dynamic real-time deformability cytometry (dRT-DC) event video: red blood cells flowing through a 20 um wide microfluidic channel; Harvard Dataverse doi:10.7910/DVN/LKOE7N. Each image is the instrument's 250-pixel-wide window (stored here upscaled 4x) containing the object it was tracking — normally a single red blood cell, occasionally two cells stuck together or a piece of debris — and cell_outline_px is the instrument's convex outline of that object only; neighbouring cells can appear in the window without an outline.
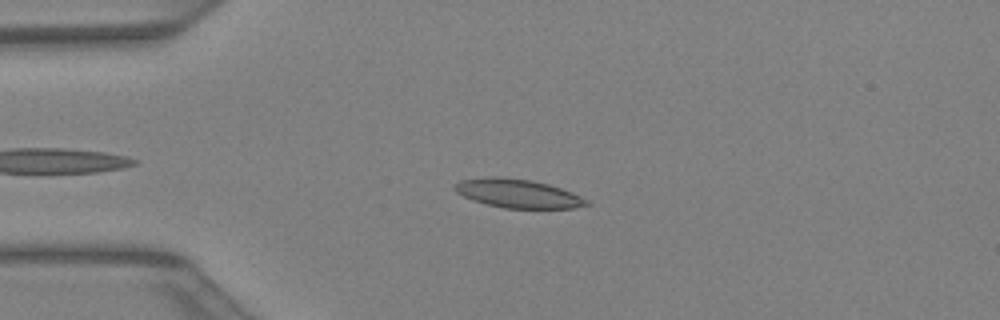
{"species": "Egyptian fruit bat (a non-hibernating species)", "species_latin": "Rousettus aegyptiacus", "temperature_condition": "warm", "stored_images_in_passage": 30, "camera_frame_rate_fps": 3000, "um_per_image_px": 0.085, "animal": {"sex": "female"}, "frame": {"image": 1, "passage_image": 2, "time_ms": 0.333, "image_size_px": [1000, 320], "cell_outline_px": [[592, 204], [572, 208], [504, 208], [472, 200], [456, 192], [452, 188], [452, 184], [460, 180], [488, 176], [500, 176], [532, 180], [548, 184], [572, 192], [588, 200]], "centroid_in_image_um": [43.98, 16.43], "position_along_channel_um": 41.0, "area_um2": 22.2}}
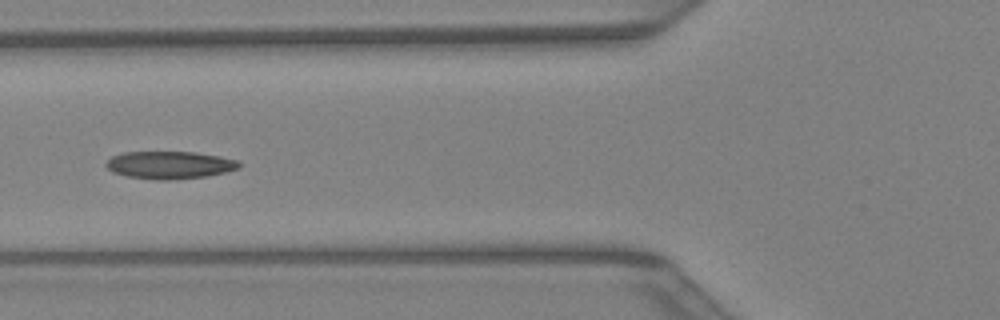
{"frame": {"image": 2, "passage_image": 8, "time_ms": 2.333, "image_size_px": [1000, 320], "cell_outline_px": [[240, 168], [208, 176], [172, 180], [152, 180], [128, 176], [112, 172], [104, 164], [112, 156], [124, 152], [196, 152], [220, 156], [240, 160]], "centroid_in_image_um": [14.44, 14.03], "position_along_channel_um": 111.4, "area_um2": 21.56}}
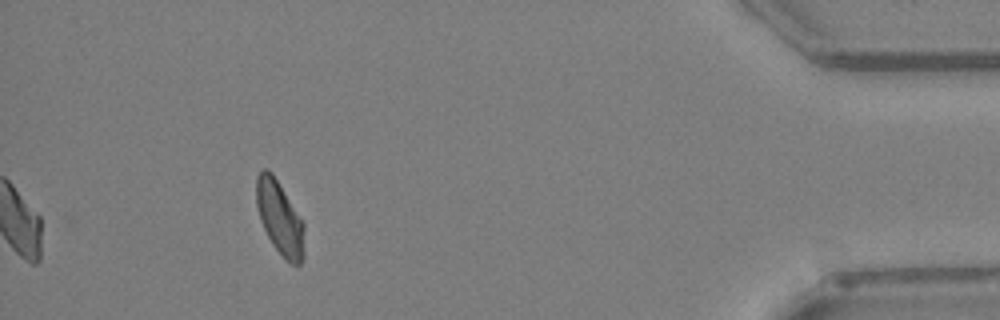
{"frame": {"image": 3, "passage_image": 30, "time_ms": 9.667, "image_size_px": [1000, 320], "cell_outline_px": [[304, 256], [300, 264], [292, 264], [272, 244], [260, 220], [256, 204], [256, 176], [264, 168], [268, 168], [272, 172], [304, 224]], "centroid_in_image_um": [23.76, 18.49], "position_along_channel_um": 411.4, "area_um2": 20.23}}